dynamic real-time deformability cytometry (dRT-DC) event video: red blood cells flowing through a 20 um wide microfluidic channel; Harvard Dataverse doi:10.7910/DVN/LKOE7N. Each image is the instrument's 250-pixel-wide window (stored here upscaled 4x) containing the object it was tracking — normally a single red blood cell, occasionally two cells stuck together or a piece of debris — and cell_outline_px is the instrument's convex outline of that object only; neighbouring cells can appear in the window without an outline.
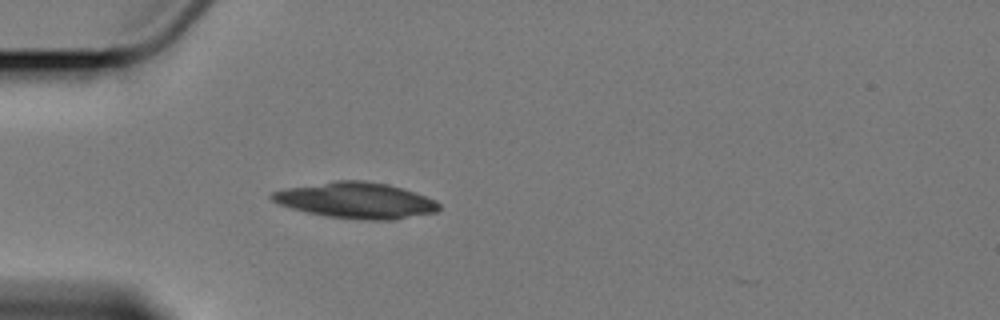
{"species": "Egyptian fruit bat (a non-hibernating species)", "species_latin": "Rousettus aegyptiacus", "temperature_condition": "cold", "stored_images_in_passage": 4, "camera_frame_rate_fps": 3000, "um_per_image_px": 0.085, "animal": {"sex": "female"}, "frame": {"image": 1, "passage_image": 4, "time_ms": 4.333, "image_size_px": [1000, 320], "cell_outline_px": [[440, 208], [436, 212], [392, 220], [364, 220], [328, 216], [308, 212], [292, 208], [280, 204], [272, 200], [268, 196], [272, 192], [284, 188], [336, 180], [364, 180], [388, 184], [436, 200], [440, 204]], "centroid_in_image_um": [30.25, 17.02], "position_along_channel_um": 54.8, "area_um2": 34.8}}